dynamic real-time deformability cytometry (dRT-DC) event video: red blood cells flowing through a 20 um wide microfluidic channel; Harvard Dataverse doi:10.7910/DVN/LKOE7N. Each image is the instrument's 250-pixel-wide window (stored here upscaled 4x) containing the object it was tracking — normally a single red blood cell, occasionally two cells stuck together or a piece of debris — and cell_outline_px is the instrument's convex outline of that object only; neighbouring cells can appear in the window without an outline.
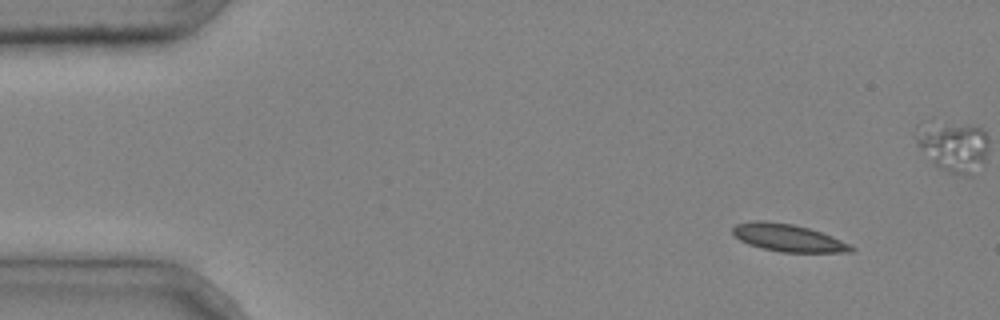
{"species": "common noctule bat (a hibernating species)", "species_latin": "Nyctalus noctula", "temperature_condition": "cold", "stored_images_in_passage": 5, "camera_frame_rate_fps": 3000, "um_per_image_px": 0.085, "animal": {"sex": "male", "body_mass_g": 20.4}, "frame": {"image": 1, "passage_image": 1, "time_ms": 0.0, "image_size_px": [1000, 320], "cell_outline_px": [[856, 248], [852, 252], [780, 252], [748, 244], [740, 240], [732, 232], [732, 228], [736, 224], [752, 220], [764, 220], [792, 224], [808, 228], [832, 236]], "centroid_in_image_um": [66.96, 20.21], "position_along_channel_um": 18.0, "area_um2": 18.79}}
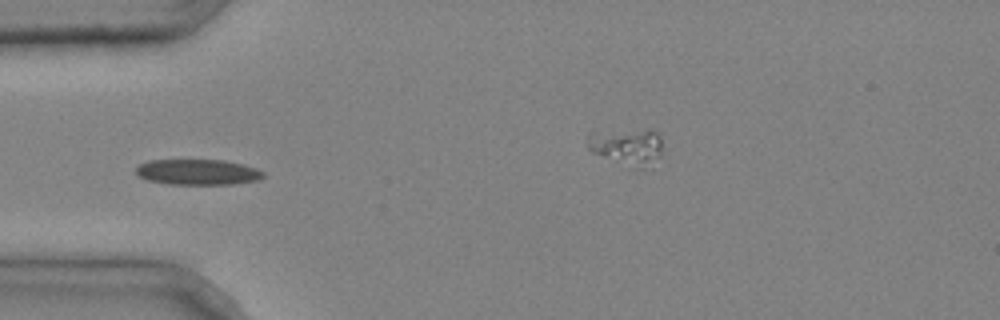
{"frame": {"image": 2, "passage_image": 4, "time_ms": 1.0, "image_size_px": [1000, 320], "cell_outline_px": [[264, 176], [260, 180], [232, 184], [168, 184], [148, 180], [140, 176], [136, 172], [136, 168], [140, 164], [148, 160], [224, 160], [244, 164], [256, 168], [264, 172]], "centroid_in_image_um": [16.84, 14.62], "position_along_channel_um": 68.2, "area_um2": 19.02}}